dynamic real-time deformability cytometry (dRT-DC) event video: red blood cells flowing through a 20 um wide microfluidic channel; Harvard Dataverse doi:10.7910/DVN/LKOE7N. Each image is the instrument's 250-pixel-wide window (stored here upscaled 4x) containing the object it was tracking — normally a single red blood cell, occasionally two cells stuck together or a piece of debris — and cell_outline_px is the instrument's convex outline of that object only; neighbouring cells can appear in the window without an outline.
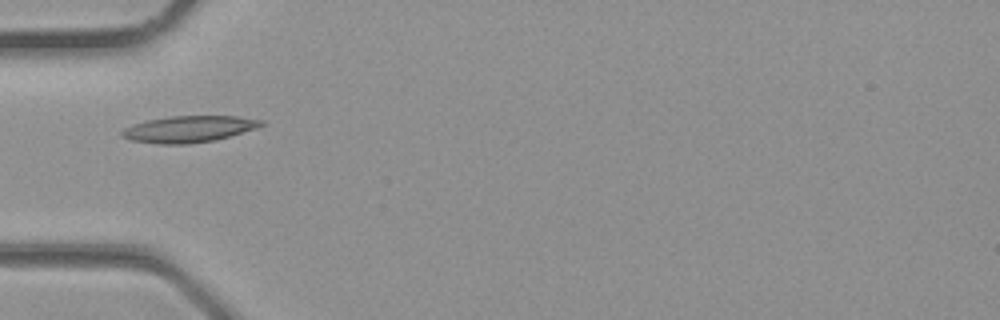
{"species": "common noctule bat (a hibernating species)", "species_latin": "Nyctalus noctula", "temperature_condition": "room temperature", "stored_images_in_passage": 2, "camera_frame_rate_fps": 3000, "um_per_image_px": 0.085, "animal": {"sex": "male", "body_mass_g": 23.1, "forearm_length_mm": 52.7}, "frame": {"image": 1, "passage_image": 2, "time_ms": 0.333, "image_size_px": [1000, 320], "cell_outline_px": [[264, 124], [256, 128], [216, 140], [188, 144], [160, 144], [132, 140], [120, 136], [120, 132], [124, 128], [148, 120], [172, 116], [236, 116], [264, 120]], "centroid_in_image_um": [16.06, 10.97], "position_along_channel_um": 68.9, "area_um2": 21.33}}